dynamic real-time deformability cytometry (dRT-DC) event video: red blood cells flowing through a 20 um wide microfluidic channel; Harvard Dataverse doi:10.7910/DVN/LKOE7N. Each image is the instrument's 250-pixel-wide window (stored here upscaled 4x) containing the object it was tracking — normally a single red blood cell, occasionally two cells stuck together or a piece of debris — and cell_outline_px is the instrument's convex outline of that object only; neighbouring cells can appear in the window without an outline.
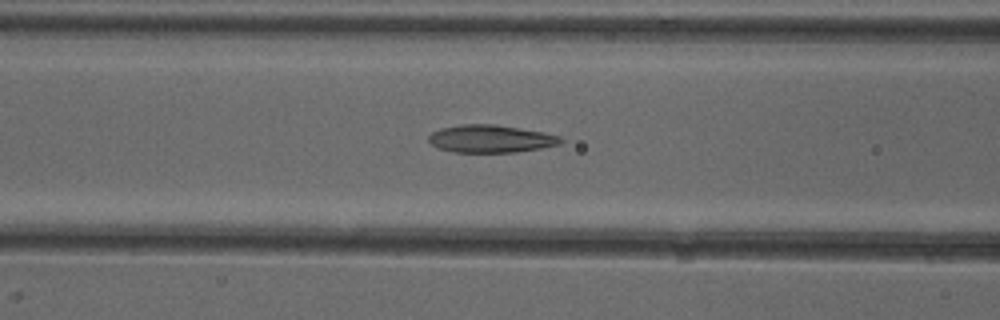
{"species": "common noctule bat (a hibernating species)", "species_latin": "Nyctalus noctula", "temperature_condition": "cold", "stored_images_in_passage": 50, "camera_frame_rate_fps": 3000, "um_per_image_px": 0.085, "animal": {"sex": "female"}, "frame": {"image": 1, "passage_image": 20, "time_ms": 6.333, "image_size_px": [1000, 320], "cell_outline_px": [[564, 140], [560, 144], [540, 148], [516, 152], [452, 152], [440, 148], [432, 144], [428, 140], [428, 136], [432, 132], [440, 128], [460, 124], [496, 124], [544, 132], [560, 136]], "centroid_in_image_um": [41.71, 11.79], "position_along_channel_um": 124.9, "area_um2": 21.33}}
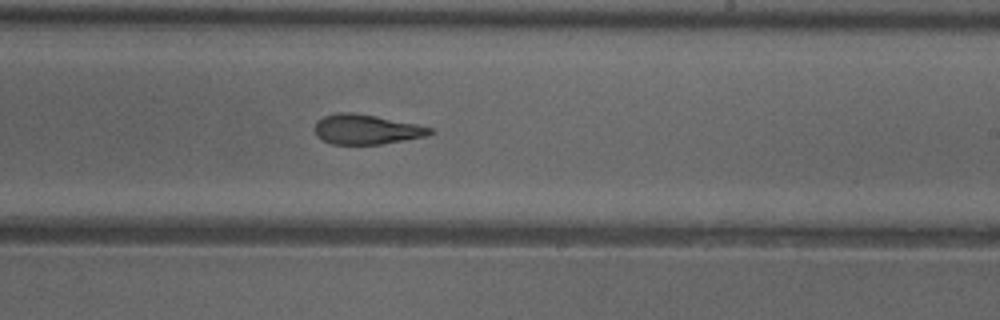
{"frame": {"image": 2, "passage_image": 30, "time_ms": 9.667, "image_size_px": [1000, 320], "cell_outline_px": [[436, 132], [424, 136], [380, 144], [332, 144], [316, 136], [316, 120], [324, 116], [336, 112], [352, 112], [376, 116], [416, 124], [432, 128]], "centroid_in_image_um": [31.12, 10.99], "position_along_channel_um": 257.9, "area_um2": 19.83}}
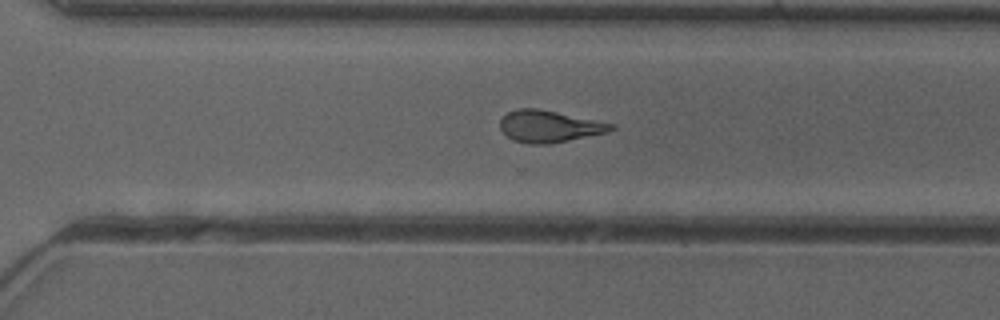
{"frame": {"image": 3, "passage_image": 35, "time_ms": 11.333, "image_size_px": [1000, 320], "cell_outline_px": [[616, 128], [608, 132], [548, 144], [528, 144], [512, 140], [500, 128], [500, 120], [508, 112], [516, 108], [536, 108], [556, 112], [612, 124]], "centroid_in_image_um": [46.63, 10.74], "position_along_channel_um": 324.0, "area_um2": 20.23}, "authors_computed_cell_mechanics": {"area_um2": 20.8658, "velocity_mm_per_s": 3.9855, "shape_relaxation_time_tau1_ms": null, "shape_relaxation_time_tau2_ms": 1.8547, "deformation_change_tau1": null, "deformation_change_tau2": 0.0975}}